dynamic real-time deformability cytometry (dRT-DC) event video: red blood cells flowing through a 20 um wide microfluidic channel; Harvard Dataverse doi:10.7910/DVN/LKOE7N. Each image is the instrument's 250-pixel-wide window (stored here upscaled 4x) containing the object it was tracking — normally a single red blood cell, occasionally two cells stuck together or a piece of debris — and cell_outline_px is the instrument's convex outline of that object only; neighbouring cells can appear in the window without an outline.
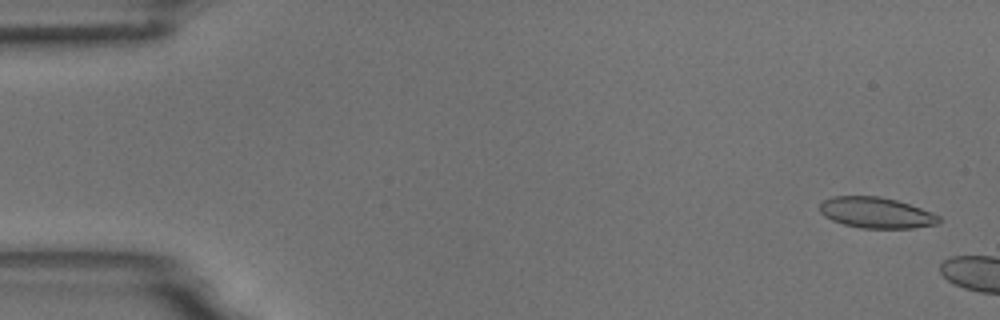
{"species": "common noctule bat (a hibernating species)", "species_latin": "Nyctalus noctula", "temperature_condition": "room temperature", "stored_images_in_passage": 9, "camera_frame_rate_fps": 3000, "um_per_image_px": 0.085, "animal": {"sex": "male", "body_mass_g": 18.8}, "frame": {"image": 1, "passage_image": 2, "time_ms": 0.333, "image_size_px": [1000, 320], "cell_outline_px": [[940, 220], [936, 224], [912, 228], [860, 228], [844, 224], [832, 220], [824, 216], [820, 212], [820, 204], [824, 200], [832, 196], [880, 196], [896, 200], [932, 212], [940, 216]], "centroid_in_image_um": [74.46, 18.08], "position_along_channel_um": 10.5, "area_um2": 21.33}}